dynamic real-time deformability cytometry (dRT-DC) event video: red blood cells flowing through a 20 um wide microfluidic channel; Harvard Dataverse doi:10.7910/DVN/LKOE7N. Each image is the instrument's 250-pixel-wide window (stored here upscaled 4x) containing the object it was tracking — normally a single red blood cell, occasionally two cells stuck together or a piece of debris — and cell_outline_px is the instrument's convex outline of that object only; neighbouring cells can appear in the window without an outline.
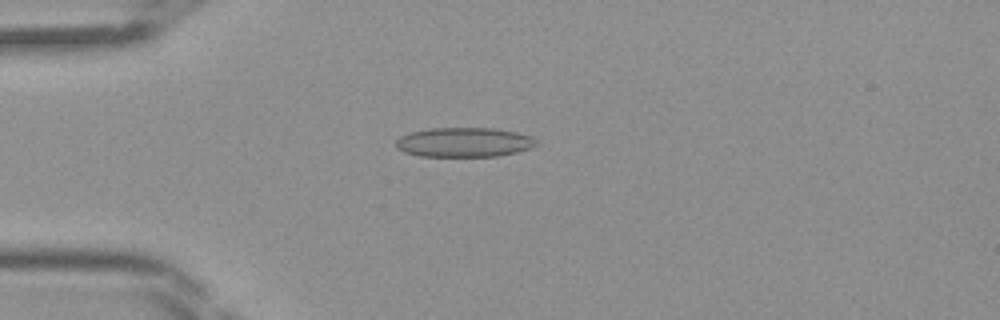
{"species": "Egyptian fruit bat (a non-hibernating species)", "species_latin": "Rousettus aegyptiacus", "temperature_condition": "room temperature", "stored_images_in_passage": 38, "camera_frame_rate_fps": 3000, "um_per_image_px": 0.085, "frame": {"image": 1, "passage_image": 6, "time_ms": 1.667, "image_size_px": [1000, 320], "cell_outline_px": [[536, 144], [528, 148], [516, 152], [496, 156], [420, 156], [404, 152], [396, 148], [396, 140], [400, 136], [408, 132], [432, 128], [492, 128], [516, 132], [532, 136], [536, 140]], "centroid_in_image_um": [39.4, 12.08], "position_along_channel_um": 45.6, "area_um2": 24.04}}
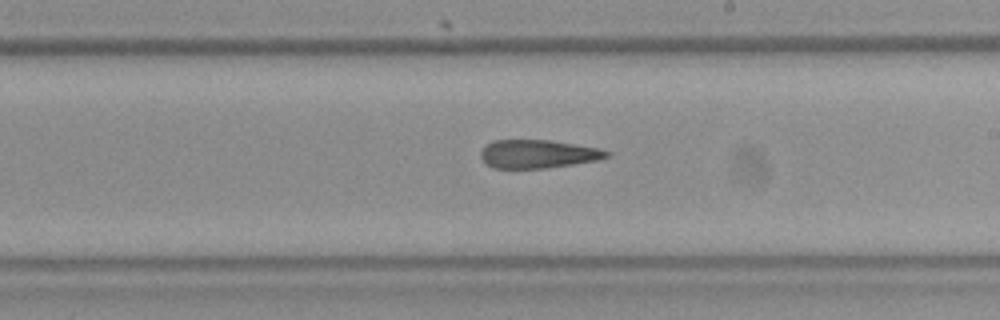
{"frame": {"image": 2, "passage_image": 20, "time_ms": 6.333, "image_size_px": [1000, 320], "cell_outline_px": [[612, 156], [600, 160], [544, 168], [492, 168], [480, 156], [480, 152], [492, 140], [552, 140], [600, 148], [612, 152]], "centroid_in_image_um": [45.8, 13.08], "position_along_channel_um": 243.2, "area_um2": 20.92}}
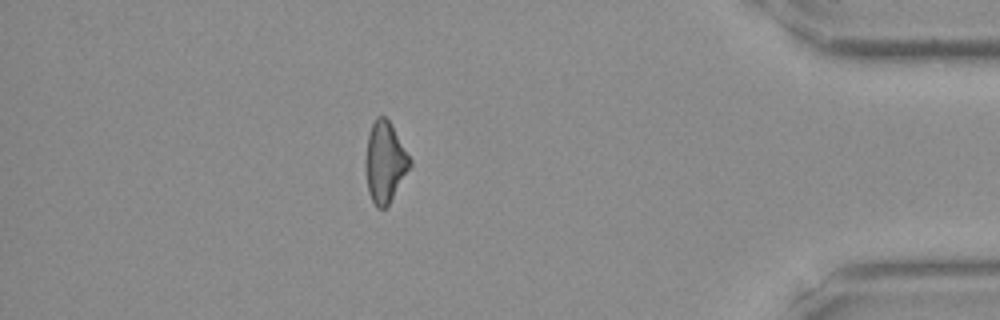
{"frame": {"image": 3, "passage_image": 33, "time_ms": 10.667, "image_size_px": [1000, 320], "cell_outline_px": [[412, 164], [388, 204], [384, 208], [376, 208], [368, 192], [364, 168], [364, 160], [368, 136], [372, 124], [376, 116], [384, 116], [388, 120], [412, 160]], "centroid_in_image_um": [32.69, 13.78], "position_along_channel_um": 402.5, "area_um2": 20.75}}